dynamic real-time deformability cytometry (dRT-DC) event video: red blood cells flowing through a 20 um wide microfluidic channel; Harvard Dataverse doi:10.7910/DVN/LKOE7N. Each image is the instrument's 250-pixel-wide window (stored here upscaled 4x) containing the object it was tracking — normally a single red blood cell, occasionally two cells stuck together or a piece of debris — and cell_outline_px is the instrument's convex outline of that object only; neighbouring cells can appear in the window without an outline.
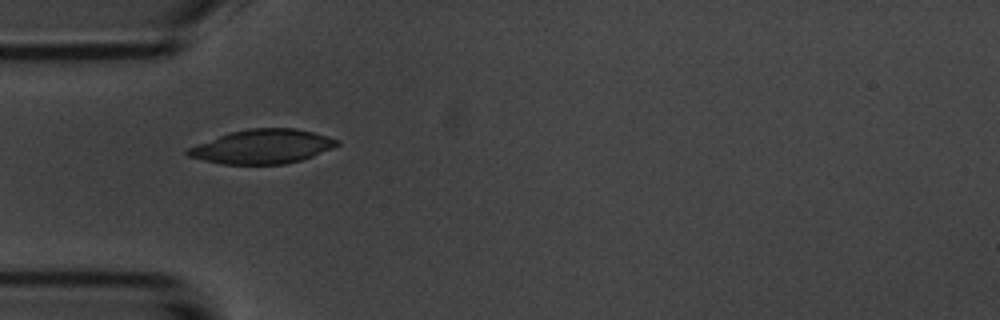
{"species": "common noctule bat (a hibernating species)", "species_latin": "Nyctalus noctula", "temperature_condition": "room temperature", "stored_images_in_passage": 2, "camera_frame_rate_fps": 3000, "um_per_image_px": 0.085, "animal": {"sex": "male", "body_mass_g": 20.1, "forearm_length_mm": 53.5}, "frame": {"image": 1, "passage_image": 1, "time_ms": 0.0, "image_size_px": [1000, 320], "cell_outline_px": [[340, 144], [332, 148], [312, 156], [300, 160], [284, 164], [220, 164], [188, 156], [184, 152], [184, 148], [228, 132], [248, 128], [296, 128], [312, 132], [340, 140]], "centroid_in_image_um": [22.24, 12.45], "position_along_channel_um": 62.8, "area_um2": 29.88}}